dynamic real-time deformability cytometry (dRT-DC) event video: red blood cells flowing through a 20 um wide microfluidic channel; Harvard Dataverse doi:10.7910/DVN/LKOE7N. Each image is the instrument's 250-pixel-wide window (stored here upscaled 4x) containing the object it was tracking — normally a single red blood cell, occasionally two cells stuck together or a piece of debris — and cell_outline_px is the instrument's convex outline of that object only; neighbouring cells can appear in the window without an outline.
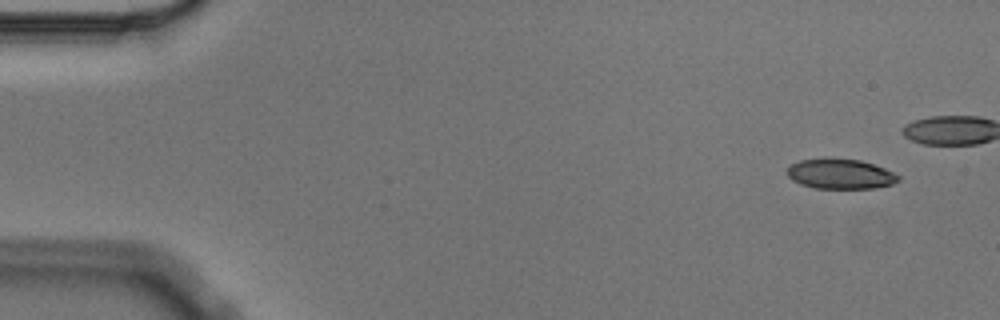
{"species": "Egyptian fruit bat (a non-hibernating species)", "species_latin": "Rousettus aegyptiacus", "temperature_condition": "cold", "stored_images_in_passage": 7, "camera_frame_rate_fps": 3000, "um_per_image_px": 0.085, "animal": {"sex": "male"}, "frame": {"image": 1, "passage_image": 1, "time_ms": 0.0, "image_size_px": [1000, 320], "cell_outline_px": [[900, 180], [892, 184], [872, 188], [816, 188], [800, 184], [792, 180], [788, 176], [788, 168], [792, 164], [800, 160], [860, 160], [884, 168], [900, 176]], "centroid_in_image_um": [71.45, 14.81], "position_along_channel_um": 13.5, "area_um2": 18.79}}